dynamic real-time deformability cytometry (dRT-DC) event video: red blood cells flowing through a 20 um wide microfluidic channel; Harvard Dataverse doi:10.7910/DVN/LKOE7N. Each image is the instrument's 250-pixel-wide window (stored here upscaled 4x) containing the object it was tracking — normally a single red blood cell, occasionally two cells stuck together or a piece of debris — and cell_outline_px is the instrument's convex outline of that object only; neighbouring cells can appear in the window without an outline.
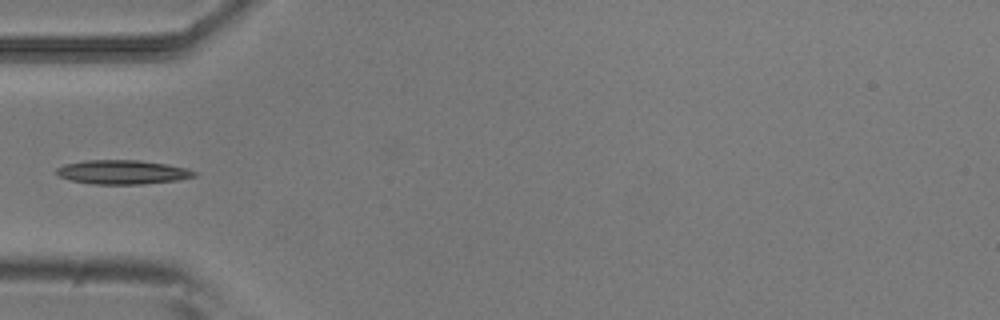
{"species": "common noctule bat (a hibernating species)", "species_latin": "Nyctalus noctula", "temperature_condition": "room temperature", "stored_images_in_passage": 4, "camera_frame_rate_fps": 3000, "um_per_image_px": 0.085, "animal": {"sex": "male", "body_mass_g": 20.5, "forearm_length_mm": 52.5}, "frame": {"image": 1, "passage_image": 4, "time_ms": 1.0, "image_size_px": [1000, 320], "cell_outline_px": [[196, 176], [176, 180], [140, 184], [92, 184], [72, 180], [60, 176], [56, 172], [56, 168], [64, 164], [84, 160], [140, 160], [164, 164], [184, 168], [196, 172]], "centroid_in_image_um": [10.36, 14.62], "position_along_channel_um": 74.6, "area_um2": 19.07}}